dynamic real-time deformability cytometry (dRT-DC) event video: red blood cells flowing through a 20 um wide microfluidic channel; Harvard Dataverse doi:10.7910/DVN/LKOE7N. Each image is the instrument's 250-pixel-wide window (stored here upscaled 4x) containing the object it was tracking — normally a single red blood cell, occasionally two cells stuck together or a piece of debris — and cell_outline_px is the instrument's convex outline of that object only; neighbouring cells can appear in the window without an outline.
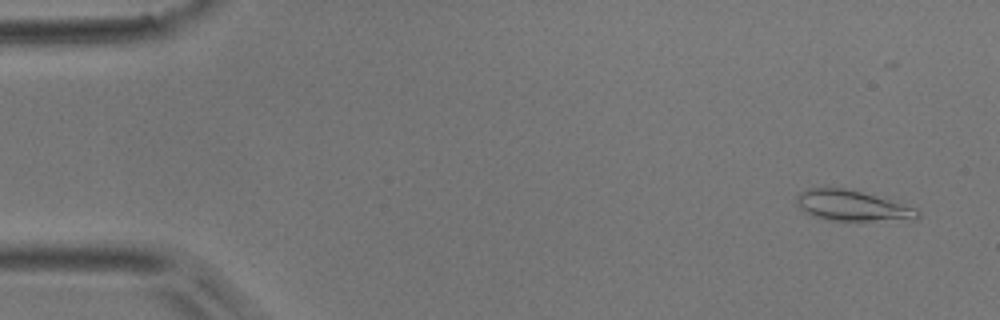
{"species": "common noctule bat (a hibernating species)", "species_latin": "Nyctalus noctula", "temperature_condition": "room temperature", "stored_images_in_passage": 26, "camera_frame_rate_fps": 3000, "um_per_image_px": 0.085, "animal": {"sex": "male", "body_mass_g": 17.9}, "frame": {"image": 1, "passage_image": 3, "time_ms": 0.667, "image_size_px": [1000, 320], "cell_outline_px": [[920, 216], [916, 220], [828, 220], [804, 212], [796, 204], [796, 196], [800, 192], [808, 188], [844, 188], [860, 192], [916, 208], [920, 212]], "centroid_in_image_um": [72.42, 17.49], "position_along_channel_um": 12.6, "area_um2": 21.21}}
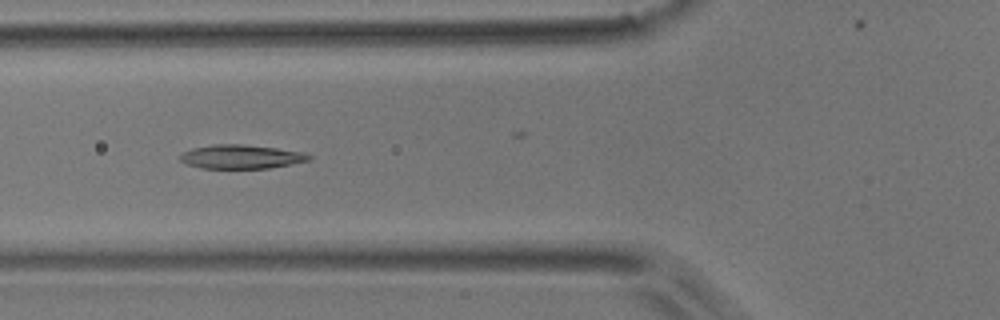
{"frame": {"image": 2, "passage_image": 19, "time_ms": 6.0, "image_size_px": [1000, 320], "cell_outline_px": [[312, 160], [268, 168], [200, 168], [188, 164], [180, 160], [180, 156], [184, 152], [192, 148], [212, 144], [240, 144], [276, 148], [304, 152], [312, 156]], "centroid_in_image_um": [20.52, 13.32], "position_along_channel_um": 105.3, "area_um2": 17.86}}
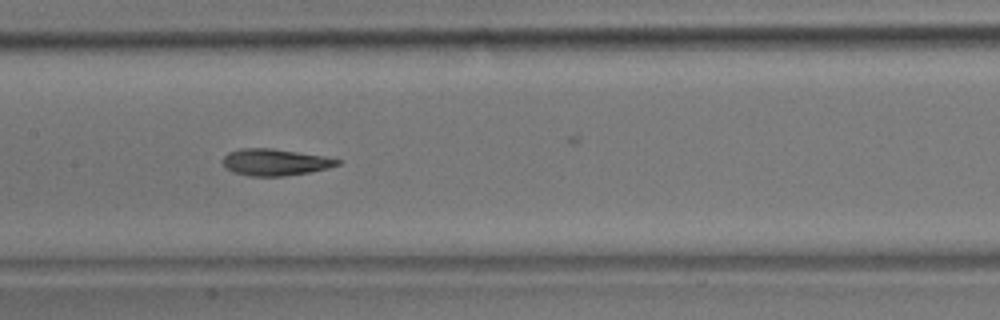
{"frame": {"image": 3, "passage_image": 25, "time_ms": 8.0, "image_size_px": [1000, 320], "cell_outline_px": [[340, 164], [328, 168], [308, 172], [284, 176], [248, 176], [232, 172], [224, 168], [224, 156], [228, 152], [240, 148], [272, 148], [324, 156], [340, 160]], "centroid_in_image_um": [23.34, 13.79], "position_along_channel_um": 184.1, "area_um2": 17.8}}